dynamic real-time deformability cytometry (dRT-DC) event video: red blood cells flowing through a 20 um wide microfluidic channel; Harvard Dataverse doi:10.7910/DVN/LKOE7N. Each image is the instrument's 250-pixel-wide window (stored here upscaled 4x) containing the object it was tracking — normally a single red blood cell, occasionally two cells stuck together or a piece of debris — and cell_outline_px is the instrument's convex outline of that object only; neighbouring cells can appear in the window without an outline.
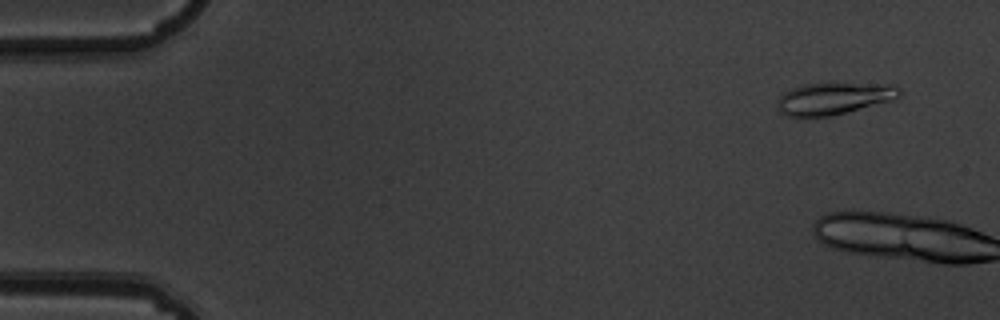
{"species": "common noctule bat (a hibernating species)", "species_latin": "Nyctalus noctula", "temperature_condition": "warm", "stored_images_in_passage": 2, "camera_frame_rate_fps": 3000, "um_per_image_px": 0.085, "animal": {"sex": "male", "body_mass_g": 19.5, "forearm_length_mm": 54.6}, "frame": {"image": 1, "passage_image": 1, "time_ms": 0.0, "image_size_px": [1000, 320], "cell_outline_px": [[904, 92], [900, 96], [892, 100], [832, 116], [784, 116], [776, 108], [776, 100], [784, 92], [792, 88], [804, 84], [832, 80], [892, 84], [900, 88]], "centroid_in_image_um": [70.9, 8.31], "position_along_channel_um": 14.1, "area_um2": 23.99}}